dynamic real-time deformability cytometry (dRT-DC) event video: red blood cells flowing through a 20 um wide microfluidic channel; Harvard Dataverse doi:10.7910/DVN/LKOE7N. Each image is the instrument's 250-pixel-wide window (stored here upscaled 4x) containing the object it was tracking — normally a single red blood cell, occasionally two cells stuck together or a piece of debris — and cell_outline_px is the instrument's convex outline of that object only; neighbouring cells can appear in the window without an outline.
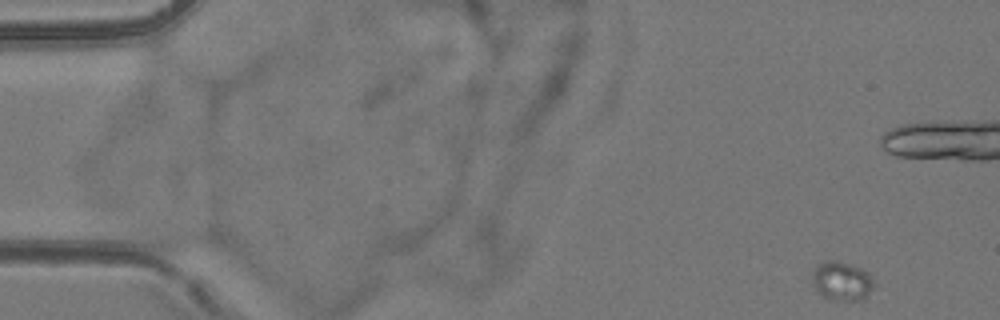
{"species": "common noctule bat (a hibernating species)", "species_latin": "Nyctalus noctula", "temperature_condition": "room temperature", "stored_images_in_passage": 54, "camera_frame_rate_fps": 3000, "um_per_image_px": 0.085, "animal": {"sex": "female", "body_mass_g": 24.6, "forearm_length_mm": 56.2}, "frame": {"image": 1, "passage_image": 2, "time_ms": 0.333, "image_size_px": [1000, 320], "cell_outline_px": [[872, 288], [864, 300], [828, 300], [816, 292], [812, 284], [812, 272], [820, 264], [828, 260], [836, 260], [860, 268], [868, 272], [872, 280]], "centroid_in_image_um": [71.51, 23.92], "position_along_channel_um": 13.5, "area_um2": 13.99}}